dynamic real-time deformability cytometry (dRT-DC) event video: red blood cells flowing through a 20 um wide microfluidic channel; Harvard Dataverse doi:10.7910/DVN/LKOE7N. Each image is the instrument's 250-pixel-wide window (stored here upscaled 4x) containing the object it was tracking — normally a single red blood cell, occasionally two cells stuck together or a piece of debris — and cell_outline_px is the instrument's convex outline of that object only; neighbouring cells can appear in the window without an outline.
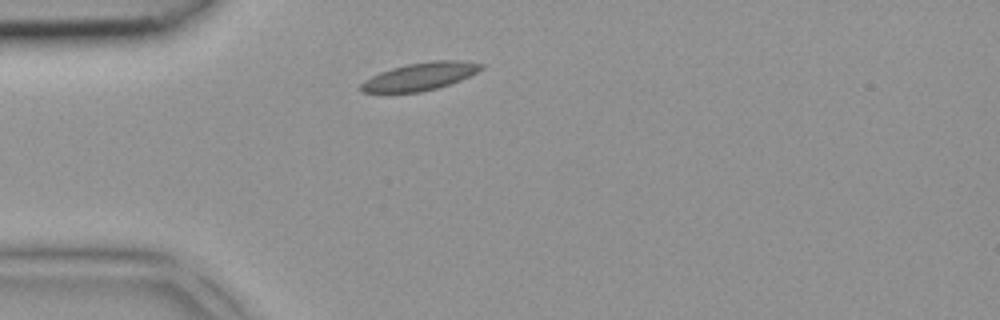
{"species": "common noctule bat (a hibernating species)", "species_latin": "Nyctalus noctula", "temperature_condition": "room temperature", "stored_images_in_passage": 1, "camera_frame_rate_fps": 3000, "um_per_image_px": 0.085, "animal": {"sex": "female", "body_mass_g": 18.4}, "frame": {"image": 1, "passage_image": 1, "time_ms": 0.0, "image_size_px": [1000, 320], "cell_outline_px": [[484, 68], [460, 80], [436, 88], [420, 92], [360, 92], [360, 84], [364, 80], [380, 72], [392, 68], [408, 64], [432, 60], [464, 60], [484, 64]], "centroid_in_image_um": [35.71, 6.48], "position_along_channel_um": 49.3, "area_um2": 19.25}}